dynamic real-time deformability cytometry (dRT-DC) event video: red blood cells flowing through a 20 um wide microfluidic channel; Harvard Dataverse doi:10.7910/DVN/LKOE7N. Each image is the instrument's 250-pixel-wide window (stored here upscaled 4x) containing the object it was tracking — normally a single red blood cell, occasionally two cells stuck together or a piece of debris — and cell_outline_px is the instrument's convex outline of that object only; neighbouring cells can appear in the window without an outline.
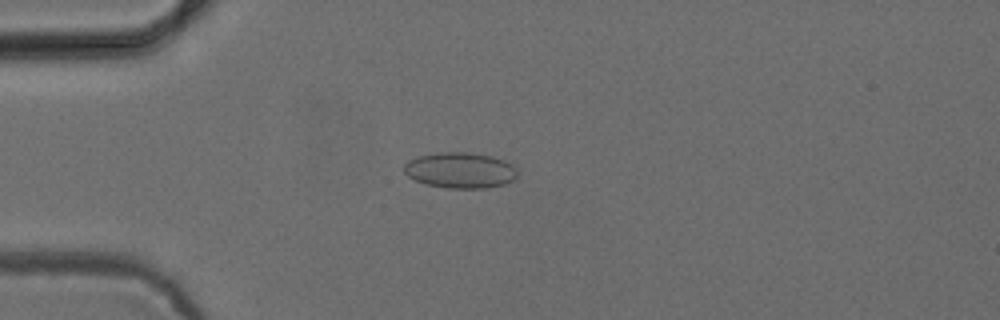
{"species": "common noctule bat (a hibernating species)", "species_latin": "Nyctalus noctula", "temperature_condition": "cold", "stored_images_in_passage": 52, "camera_frame_rate_fps": 3000, "um_per_image_px": 0.085, "animal": {"sex": "female", "body_mass_g": 24.6, "forearm_length_mm": 56.2}, "frame": {"image": 1, "passage_image": 13, "time_ms": 4.0, "image_size_px": [1000, 320], "cell_outline_px": [[516, 180], [504, 184], [488, 188], [448, 188], [428, 184], [416, 180], [408, 176], [404, 172], [404, 164], [408, 160], [416, 156], [440, 152], [468, 152], [492, 156], [504, 160], [512, 164], [516, 168]], "centroid_in_image_um": [39.13, 14.46], "position_along_channel_um": 45.9, "area_um2": 23.76}}
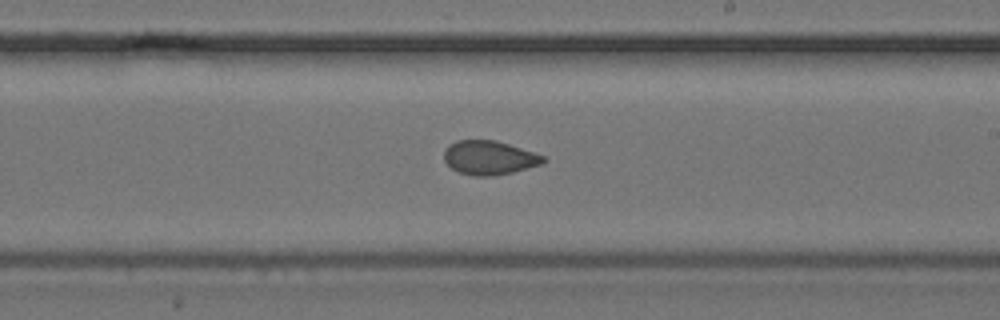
{"frame": {"image": 2, "passage_image": 30, "time_ms": 9.667, "image_size_px": [1000, 320], "cell_outline_px": [[548, 160], [540, 164], [512, 172], [492, 176], [476, 176], [460, 172], [452, 168], [444, 160], [444, 152], [448, 144], [456, 140], [496, 140], [544, 156]], "centroid_in_image_um": [41.56, 13.39], "position_along_channel_um": 247.4, "area_um2": 19.42}}
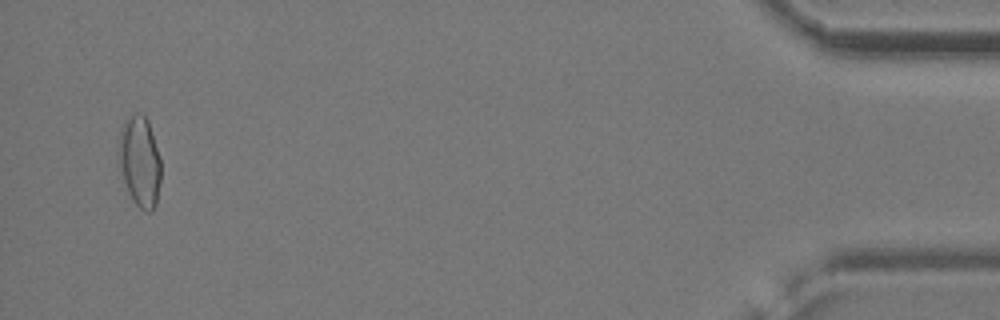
{"frame": {"image": 3, "passage_image": 50, "time_ms": 16.333, "image_size_px": [1000, 320], "cell_outline_px": [[160, 180], [156, 204], [152, 212], [148, 212], [140, 208], [132, 200], [128, 192], [124, 180], [116, 152], [120, 132], [124, 120], [136, 112], [140, 112], [148, 120], [160, 160]], "centroid_in_image_um": [11.85, 13.71], "position_along_channel_um": 423.3, "area_um2": 22.37}, "authors_computed_cell_mechanics": {"area_um2": 20.9525, "velocity_mm_per_s": 3.8889, "shape_relaxation_time_tau1_ms": null, "shape_relaxation_time_tau2_ms": 1.7527, "deformation_change_tau1": null, "deformation_change_tau2": 0.0522}}